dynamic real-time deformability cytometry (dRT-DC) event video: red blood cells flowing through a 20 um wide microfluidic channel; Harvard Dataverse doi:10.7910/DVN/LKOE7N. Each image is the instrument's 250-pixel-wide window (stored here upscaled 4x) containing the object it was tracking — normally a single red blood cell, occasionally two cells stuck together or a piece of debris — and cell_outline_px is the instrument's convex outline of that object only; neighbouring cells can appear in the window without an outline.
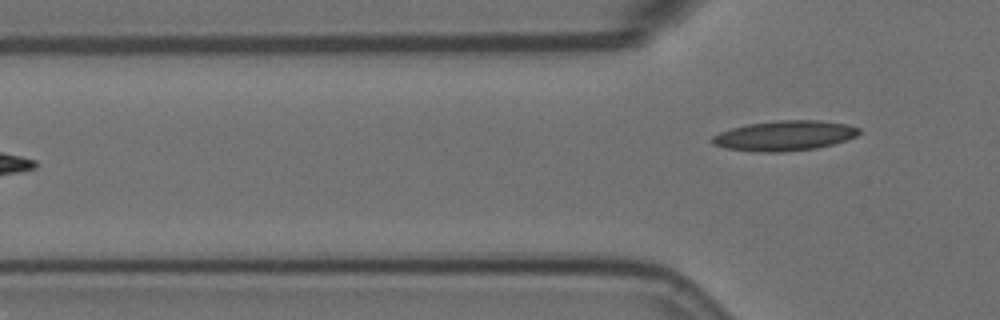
{"species": "Egyptian fruit bat (a non-hibernating species)", "species_latin": "Rousettus aegyptiacus", "temperature_condition": "room temperature", "stored_images_in_passage": 6, "segment_of_instrument_passage": [2, 2], "camera_frame_rate_fps": 3000, "um_per_image_px": 0.085, "animal": {"sex": "female"}, "frame": {"image": 1, "passage_image": 6, "time_ms": 1.667, "image_size_px": [1000, 320], "cell_outline_px": [[860, 132], [856, 136], [832, 144], [816, 148], [784, 152], [760, 152], [724, 148], [712, 144], [708, 140], [712, 136], [720, 132], [732, 128], [748, 124], [780, 120], [820, 120], [848, 124], [860, 128]], "centroid_in_image_um": [66.66, 11.53], "position_along_channel_um": 59.1, "area_um2": 25.78}}